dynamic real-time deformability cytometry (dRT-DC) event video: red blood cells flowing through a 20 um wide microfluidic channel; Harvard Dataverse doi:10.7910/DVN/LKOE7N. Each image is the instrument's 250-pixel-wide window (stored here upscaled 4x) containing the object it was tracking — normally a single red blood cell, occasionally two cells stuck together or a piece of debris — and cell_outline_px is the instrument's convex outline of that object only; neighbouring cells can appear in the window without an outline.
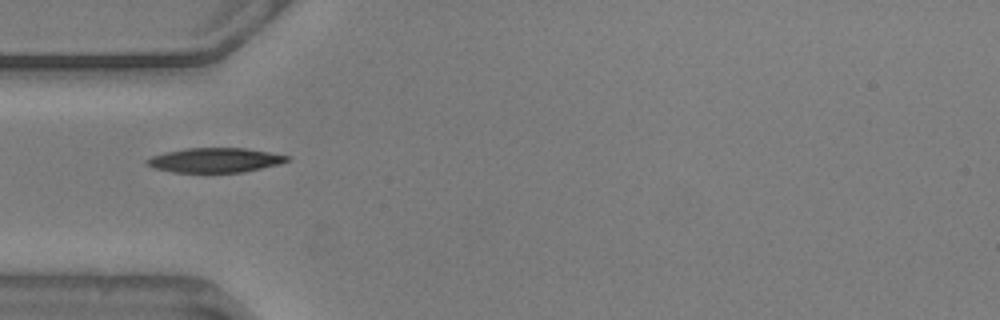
{"species": "common noctule bat (a hibernating species)", "species_latin": "Nyctalus noctula", "temperature_condition": "warm", "stored_images_in_passage": 5, "camera_frame_rate_fps": 3000, "um_per_image_px": 0.085, "animal": {"sex": "male", "body_mass_g": 20.5, "forearm_length_mm": 52.5}, "frame": {"image": 1, "passage_image": 1, "time_ms": 0.0, "image_size_px": [1000, 320], "cell_outline_px": [[292, 160], [280, 164], [244, 172], [172, 172], [152, 168], [144, 160], [152, 156], [164, 152], [188, 148], [244, 148], [292, 156]], "centroid_in_image_um": [18.3, 13.61], "position_along_channel_um": 66.7, "area_um2": 20.17}}